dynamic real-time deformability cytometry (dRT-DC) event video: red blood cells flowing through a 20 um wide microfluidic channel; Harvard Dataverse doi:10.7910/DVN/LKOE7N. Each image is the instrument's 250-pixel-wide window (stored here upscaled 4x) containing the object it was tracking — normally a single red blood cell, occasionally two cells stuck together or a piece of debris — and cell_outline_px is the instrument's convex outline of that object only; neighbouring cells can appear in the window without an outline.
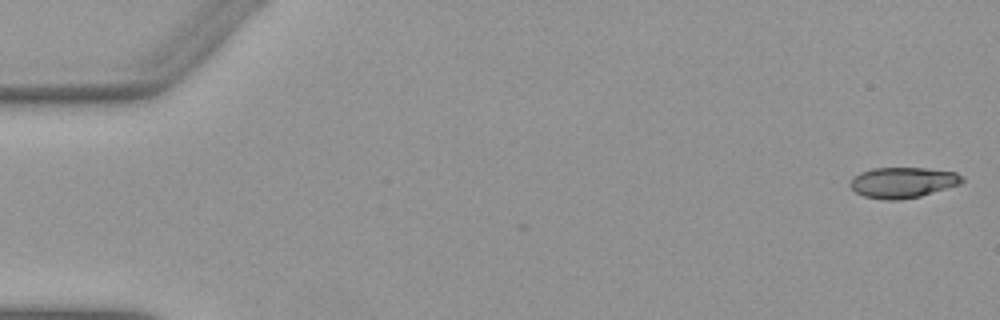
{"species": "Egyptian fruit bat (a non-hibernating species)", "species_latin": "Rousettus aegyptiacus", "temperature_condition": "warm", "stored_images_in_passage": 2, "camera_frame_rate_fps": 3000, "um_per_image_px": 0.085, "animal": {"sex": "female"}, "frame": {"image": 1, "passage_image": 2, "time_ms": 0.333, "image_size_px": [1000, 320], "cell_outline_px": [[964, 180], [960, 184], [920, 196], [900, 200], [884, 200], [864, 196], [856, 192], [848, 184], [860, 172], [872, 168], [928, 168], [956, 172], [964, 176]], "centroid_in_image_um": [76.76, 15.51], "position_along_channel_um": 8.2, "area_um2": 20.0}}